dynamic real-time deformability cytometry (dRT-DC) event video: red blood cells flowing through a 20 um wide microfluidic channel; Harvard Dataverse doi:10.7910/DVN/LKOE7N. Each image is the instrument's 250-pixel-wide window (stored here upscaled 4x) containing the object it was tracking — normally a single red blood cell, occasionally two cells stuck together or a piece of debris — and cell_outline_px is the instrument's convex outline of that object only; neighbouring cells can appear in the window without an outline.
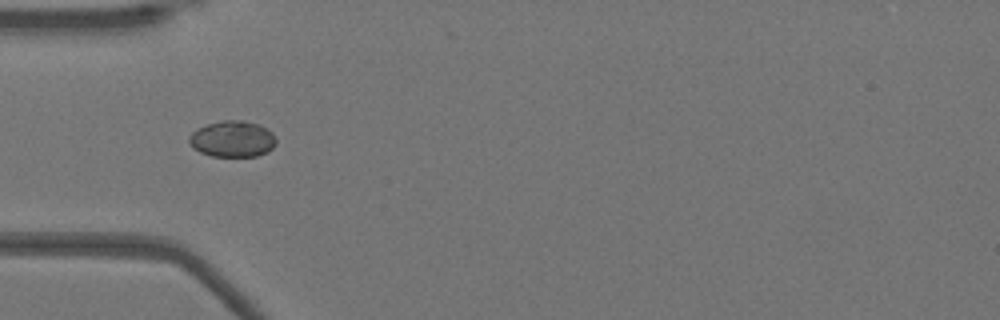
{"species": "Egyptian fruit bat (a non-hibernating species)", "species_latin": "Rousettus aegyptiacus", "temperature_condition": "warm", "stored_images_in_passage": 36, "camera_frame_rate_fps": 3000, "um_per_image_px": 0.085, "animal": {"sex": "female"}, "frame": {"image": 1, "passage_image": 1, "time_ms": 0.0, "image_size_px": [1000, 320], "cell_outline_px": [[276, 144], [268, 152], [256, 156], [212, 156], [200, 152], [192, 148], [188, 140], [188, 136], [196, 128], [220, 120], [244, 120], [260, 124], [268, 128], [272, 132], [276, 140]], "centroid_in_image_um": [19.76, 11.8], "position_along_channel_um": 65.2, "area_um2": 18.67}}
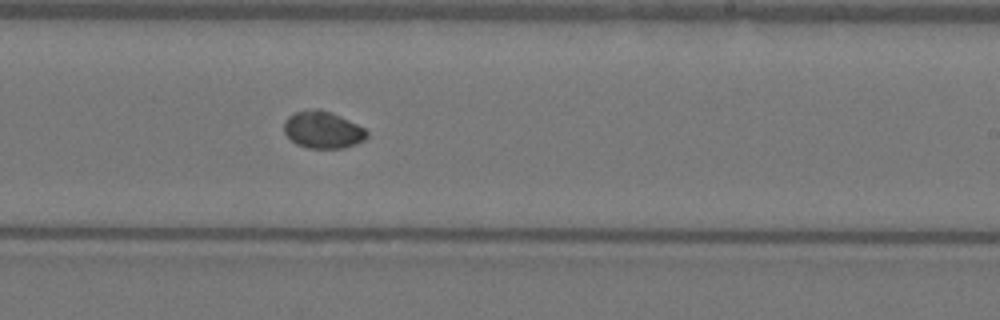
{"frame": {"image": 2, "passage_image": 16, "time_ms": 5.0, "image_size_px": [1000, 320], "cell_outline_px": [[368, 136], [364, 140], [356, 144], [344, 148], [308, 148], [296, 144], [284, 132], [284, 120], [292, 112], [316, 108], [320, 108], [340, 116], [364, 128], [368, 132]], "centroid_in_image_um": [27.42, 11.03], "position_along_channel_um": 261.6, "area_um2": 17.98}}
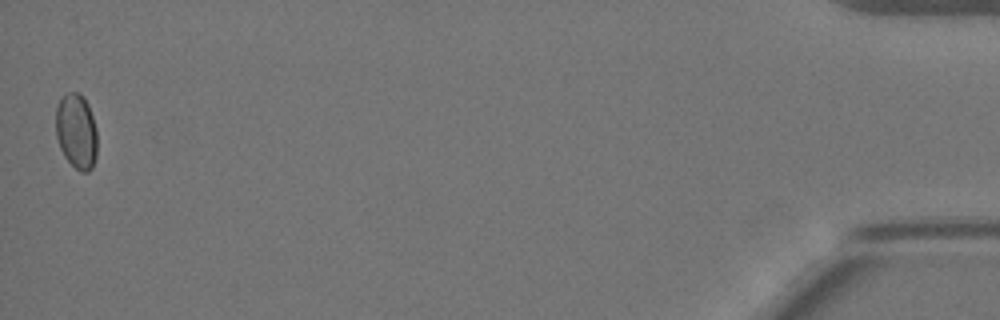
{"frame": {"image": 3, "passage_image": 36, "time_ms": 11.667, "image_size_px": [1000, 320], "cell_outline_px": [[96, 156], [92, 168], [88, 172], [80, 172], [64, 156], [60, 148], [56, 136], [56, 108], [60, 96], [68, 92], [80, 92], [84, 96], [88, 104], [96, 128]], "centroid_in_image_um": [6.48, 11.12], "position_along_channel_um": 428.7, "area_um2": 18.32}, "authors_computed_cell_mechanics": {"area_um2": 17.8891, "velocity_mm_per_s": 3.9237, "shape_relaxation_time_tau1_ms": null, "shape_relaxation_time_tau2_ms": 5.491, "deformation_change_tau1": null, "deformation_change_tau2": 0.0301}}